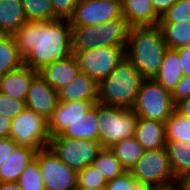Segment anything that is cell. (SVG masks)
Returning a JSON list of instances; mask_svg holds the SVG:
<instances>
[{
    "instance_id": "ac0fdd59",
    "label": "cell",
    "mask_w": 190,
    "mask_h": 190,
    "mask_svg": "<svg viewBox=\"0 0 190 190\" xmlns=\"http://www.w3.org/2000/svg\"><path fill=\"white\" fill-rule=\"evenodd\" d=\"M134 137L145 150L163 149L166 145L165 123L138 117Z\"/></svg>"
},
{
    "instance_id": "ffe728a7",
    "label": "cell",
    "mask_w": 190,
    "mask_h": 190,
    "mask_svg": "<svg viewBox=\"0 0 190 190\" xmlns=\"http://www.w3.org/2000/svg\"><path fill=\"white\" fill-rule=\"evenodd\" d=\"M36 152V149L17 145L0 166V182H17L23 170L35 159Z\"/></svg>"
},
{
    "instance_id": "e0dca14e",
    "label": "cell",
    "mask_w": 190,
    "mask_h": 190,
    "mask_svg": "<svg viewBox=\"0 0 190 190\" xmlns=\"http://www.w3.org/2000/svg\"><path fill=\"white\" fill-rule=\"evenodd\" d=\"M122 12L131 28L156 26L160 21L151 0H123Z\"/></svg>"
},
{
    "instance_id": "603a6c76",
    "label": "cell",
    "mask_w": 190,
    "mask_h": 190,
    "mask_svg": "<svg viewBox=\"0 0 190 190\" xmlns=\"http://www.w3.org/2000/svg\"><path fill=\"white\" fill-rule=\"evenodd\" d=\"M104 47L103 23L97 26H72V52Z\"/></svg>"
},
{
    "instance_id": "d6986e66",
    "label": "cell",
    "mask_w": 190,
    "mask_h": 190,
    "mask_svg": "<svg viewBox=\"0 0 190 190\" xmlns=\"http://www.w3.org/2000/svg\"><path fill=\"white\" fill-rule=\"evenodd\" d=\"M60 135L71 139L98 141L99 122L96 116V103L86 113L75 118Z\"/></svg>"
},
{
    "instance_id": "83f0119b",
    "label": "cell",
    "mask_w": 190,
    "mask_h": 190,
    "mask_svg": "<svg viewBox=\"0 0 190 190\" xmlns=\"http://www.w3.org/2000/svg\"><path fill=\"white\" fill-rule=\"evenodd\" d=\"M130 28L123 16L103 23L104 46L126 47Z\"/></svg>"
},
{
    "instance_id": "8d00e7d4",
    "label": "cell",
    "mask_w": 190,
    "mask_h": 190,
    "mask_svg": "<svg viewBox=\"0 0 190 190\" xmlns=\"http://www.w3.org/2000/svg\"><path fill=\"white\" fill-rule=\"evenodd\" d=\"M54 13V20H69L74 13L79 0H50Z\"/></svg>"
},
{
    "instance_id": "b9f144b4",
    "label": "cell",
    "mask_w": 190,
    "mask_h": 190,
    "mask_svg": "<svg viewBox=\"0 0 190 190\" xmlns=\"http://www.w3.org/2000/svg\"><path fill=\"white\" fill-rule=\"evenodd\" d=\"M12 119L0 114V139L9 138L11 134Z\"/></svg>"
},
{
    "instance_id": "277c9868",
    "label": "cell",
    "mask_w": 190,
    "mask_h": 190,
    "mask_svg": "<svg viewBox=\"0 0 190 190\" xmlns=\"http://www.w3.org/2000/svg\"><path fill=\"white\" fill-rule=\"evenodd\" d=\"M96 116L99 122L98 142L102 148H110L135 136L138 116L132 109L96 103Z\"/></svg>"
},
{
    "instance_id": "c3c4849f",
    "label": "cell",
    "mask_w": 190,
    "mask_h": 190,
    "mask_svg": "<svg viewBox=\"0 0 190 190\" xmlns=\"http://www.w3.org/2000/svg\"><path fill=\"white\" fill-rule=\"evenodd\" d=\"M111 1H116V2H119V3L123 2V0H111Z\"/></svg>"
},
{
    "instance_id": "7a4b0ae2",
    "label": "cell",
    "mask_w": 190,
    "mask_h": 190,
    "mask_svg": "<svg viewBox=\"0 0 190 190\" xmlns=\"http://www.w3.org/2000/svg\"><path fill=\"white\" fill-rule=\"evenodd\" d=\"M168 47L158 25L132 27L129 30L125 57L145 79L158 73Z\"/></svg>"
},
{
    "instance_id": "9c48e42d",
    "label": "cell",
    "mask_w": 190,
    "mask_h": 190,
    "mask_svg": "<svg viewBox=\"0 0 190 190\" xmlns=\"http://www.w3.org/2000/svg\"><path fill=\"white\" fill-rule=\"evenodd\" d=\"M126 47L104 46L97 49L73 52L82 73L98 84L108 77L125 58Z\"/></svg>"
},
{
    "instance_id": "3957f363",
    "label": "cell",
    "mask_w": 190,
    "mask_h": 190,
    "mask_svg": "<svg viewBox=\"0 0 190 190\" xmlns=\"http://www.w3.org/2000/svg\"><path fill=\"white\" fill-rule=\"evenodd\" d=\"M144 79L125 57L114 71L98 84V103L132 109Z\"/></svg>"
},
{
    "instance_id": "bcb514c9",
    "label": "cell",
    "mask_w": 190,
    "mask_h": 190,
    "mask_svg": "<svg viewBox=\"0 0 190 190\" xmlns=\"http://www.w3.org/2000/svg\"><path fill=\"white\" fill-rule=\"evenodd\" d=\"M181 183L184 185V187L187 189V190H190V174H188V176H186L182 181Z\"/></svg>"
},
{
    "instance_id": "30bf717a",
    "label": "cell",
    "mask_w": 190,
    "mask_h": 190,
    "mask_svg": "<svg viewBox=\"0 0 190 190\" xmlns=\"http://www.w3.org/2000/svg\"><path fill=\"white\" fill-rule=\"evenodd\" d=\"M35 159L45 190H74L77 172L63 163L49 147L38 150Z\"/></svg>"
},
{
    "instance_id": "1f68e13d",
    "label": "cell",
    "mask_w": 190,
    "mask_h": 190,
    "mask_svg": "<svg viewBox=\"0 0 190 190\" xmlns=\"http://www.w3.org/2000/svg\"><path fill=\"white\" fill-rule=\"evenodd\" d=\"M17 183L22 190H45L36 159L31 161L23 170Z\"/></svg>"
},
{
    "instance_id": "52a82bcc",
    "label": "cell",
    "mask_w": 190,
    "mask_h": 190,
    "mask_svg": "<svg viewBox=\"0 0 190 190\" xmlns=\"http://www.w3.org/2000/svg\"><path fill=\"white\" fill-rule=\"evenodd\" d=\"M18 146L41 150L49 146L51 139L48 130V120L38 113L24 108L12 119L10 137Z\"/></svg>"
},
{
    "instance_id": "d4e9b609",
    "label": "cell",
    "mask_w": 190,
    "mask_h": 190,
    "mask_svg": "<svg viewBox=\"0 0 190 190\" xmlns=\"http://www.w3.org/2000/svg\"><path fill=\"white\" fill-rule=\"evenodd\" d=\"M24 65L13 34H0V77Z\"/></svg>"
},
{
    "instance_id": "8fae6325",
    "label": "cell",
    "mask_w": 190,
    "mask_h": 190,
    "mask_svg": "<svg viewBox=\"0 0 190 190\" xmlns=\"http://www.w3.org/2000/svg\"><path fill=\"white\" fill-rule=\"evenodd\" d=\"M122 16V3L111 0H79L69 22L71 26H97Z\"/></svg>"
},
{
    "instance_id": "836d02e7",
    "label": "cell",
    "mask_w": 190,
    "mask_h": 190,
    "mask_svg": "<svg viewBox=\"0 0 190 190\" xmlns=\"http://www.w3.org/2000/svg\"><path fill=\"white\" fill-rule=\"evenodd\" d=\"M179 22H190V0H178L159 21V23Z\"/></svg>"
},
{
    "instance_id": "7dc6e473",
    "label": "cell",
    "mask_w": 190,
    "mask_h": 190,
    "mask_svg": "<svg viewBox=\"0 0 190 190\" xmlns=\"http://www.w3.org/2000/svg\"><path fill=\"white\" fill-rule=\"evenodd\" d=\"M74 190H104V189H96V188H87L84 186H79L78 184L76 185V187L74 188Z\"/></svg>"
},
{
    "instance_id": "6da1fadb",
    "label": "cell",
    "mask_w": 190,
    "mask_h": 190,
    "mask_svg": "<svg viewBox=\"0 0 190 190\" xmlns=\"http://www.w3.org/2000/svg\"><path fill=\"white\" fill-rule=\"evenodd\" d=\"M13 36L24 65L36 71L73 54L69 20L27 21Z\"/></svg>"
},
{
    "instance_id": "9a60e30c",
    "label": "cell",
    "mask_w": 190,
    "mask_h": 190,
    "mask_svg": "<svg viewBox=\"0 0 190 190\" xmlns=\"http://www.w3.org/2000/svg\"><path fill=\"white\" fill-rule=\"evenodd\" d=\"M39 72L25 65L0 77V92L25 102L32 79Z\"/></svg>"
},
{
    "instance_id": "f35d334b",
    "label": "cell",
    "mask_w": 190,
    "mask_h": 190,
    "mask_svg": "<svg viewBox=\"0 0 190 190\" xmlns=\"http://www.w3.org/2000/svg\"><path fill=\"white\" fill-rule=\"evenodd\" d=\"M17 143L11 138L0 139V166L7 161Z\"/></svg>"
},
{
    "instance_id": "5bb4252c",
    "label": "cell",
    "mask_w": 190,
    "mask_h": 190,
    "mask_svg": "<svg viewBox=\"0 0 190 190\" xmlns=\"http://www.w3.org/2000/svg\"><path fill=\"white\" fill-rule=\"evenodd\" d=\"M95 103L98 102H61L59 101L52 116L48 119V130L51 137L60 135L75 118L83 113Z\"/></svg>"
},
{
    "instance_id": "2e32d148",
    "label": "cell",
    "mask_w": 190,
    "mask_h": 190,
    "mask_svg": "<svg viewBox=\"0 0 190 190\" xmlns=\"http://www.w3.org/2000/svg\"><path fill=\"white\" fill-rule=\"evenodd\" d=\"M61 102H98V83L85 73L80 72L75 79L58 91Z\"/></svg>"
},
{
    "instance_id": "f1b7e54d",
    "label": "cell",
    "mask_w": 190,
    "mask_h": 190,
    "mask_svg": "<svg viewBox=\"0 0 190 190\" xmlns=\"http://www.w3.org/2000/svg\"><path fill=\"white\" fill-rule=\"evenodd\" d=\"M91 165L98 170L107 181L116 178L126 171L110 148H102Z\"/></svg>"
},
{
    "instance_id": "60d3db41",
    "label": "cell",
    "mask_w": 190,
    "mask_h": 190,
    "mask_svg": "<svg viewBox=\"0 0 190 190\" xmlns=\"http://www.w3.org/2000/svg\"><path fill=\"white\" fill-rule=\"evenodd\" d=\"M156 15L161 19L162 16L178 1V0H151Z\"/></svg>"
},
{
    "instance_id": "7402d4cb",
    "label": "cell",
    "mask_w": 190,
    "mask_h": 190,
    "mask_svg": "<svg viewBox=\"0 0 190 190\" xmlns=\"http://www.w3.org/2000/svg\"><path fill=\"white\" fill-rule=\"evenodd\" d=\"M165 149L172 173L181 182L190 174V142L166 141Z\"/></svg>"
},
{
    "instance_id": "4fadbf2b",
    "label": "cell",
    "mask_w": 190,
    "mask_h": 190,
    "mask_svg": "<svg viewBox=\"0 0 190 190\" xmlns=\"http://www.w3.org/2000/svg\"><path fill=\"white\" fill-rule=\"evenodd\" d=\"M39 74L56 91L72 82L81 72L76 57L72 54L67 58L45 65Z\"/></svg>"
},
{
    "instance_id": "ba28073f",
    "label": "cell",
    "mask_w": 190,
    "mask_h": 190,
    "mask_svg": "<svg viewBox=\"0 0 190 190\" xmlns=\"http://www.w3.org/2000/svg\"><path fill=\"white\" fill-rule=\"evenodd\" d=\"M48 147L63 163L76 172L91 165L102 150L98 141L71 139L61 135L51 137Z\"/></svg>"
},
{
    "instance_id": "7c38bea8",
    "label": "cell",
    "mask_w": 190,
    "mask_h": 190,
    "mask_svg": "<svg viewBox=\"0 0 190 190\" xmlns=\"http://www.w3.org/2000/svg\"><path fill=\"white\" fill-rule=\"evenodd\" d=\"M58 91L38 73L30 84L25 107L48 120L58 104Z\"/></svg>"
},
{
    "instance_id": "d6a6232c",
    "label": "cell",
    "mask_w": 190,
    "mask_h": 190,
    "mask_svg": "<svg viewBox=\"0 0 190 190\" xmlns=\"http://www.w3.org/2000/svg\"><path fill=\"white\" fill-rule=\"evenodd\" d=\"M77 184L89 189H105L107 180L92 165H87L77 172Z\"/></svg>"
},
{
    "instance_id": "44dd1931",
    "label": "cell",
    "mask_w": 190,
    "mask_h": 190,
    "mask_svg": "<svg viewBox=\"0 0 190 190\" xmlns=\"http://www.w3.org/2000/svg\"><path fill=\"white\" fill-rule=\"evenodd\" d=\"M183 75L179 53L175 49H167L160 69L153 79L172 93Z\"/></svg>"
},
{
    "instance_id": "ee69618b",
    "label": "cell",
    "mask_w": 190,
    "mask_h": 190,
    "mask_svg": "<svg viewBox=\"0 0 190 190\" xmlns=\"http://www.w3.org/2000/svg\"><path fill=\"white\" fill-rule=\"evenodd\" d=\"M0 190H22L17 182H0Z\"/></svg>"
},
{
    "instance_id": "4dcf8cb0",
    "label": "cell",
    "mask_w": 190,
    "mask_h": 190,
    "mask_svg": "<svg viewBox=\"0 0 190 190\" xmlns=\"http://www.w3.org/2000/svg\"><path fill=\"white\" fill-rule=\"evenodd\" d=\"M28 21L47 22L54 20L50 0H21Z\"/></svg>"
},
{
    "instance_id": "8992f818",
    "label": "cell",
    "mask_w": 190,
    "mask_h": 190,
    "mask_svg": "<svg viewBox=\"0 0 190 190\" xmlns=\"http://www.w3.org/2000/svg\"><path fill=\"white\" fill-rule=\"evenodd\" d=\"M132 110L138 117L166 123L176 111V105L171 93L159 83L154 79H144Z\"/></svg>"
},
{
    "instance_id": "74e56055",
    "label": "cell",
    "mask_w": 190,
    "mask_h": 190,
    "mask_svg": "<svg viewBox=\"0 0 190 190\" xmlns=\"http://www.w3.org/2000/svg\"><path fill=\"white\" fill-rule=\"evenodd\" d=\"M171 97L175 105L182 100L190 97V76L183 75L181 80L176 85L175 89L171 93Z\"/></svg>"
},
{
    "instance_id": "cb8c5ba5",
    "label": "cell",
    "mask_w": 190,
    "mask_h": 190,
    "mask_svg": "<svg viewBox=\"0 0 190 190\" xmlns=\"http://www.w3.org/2000/svg\"><path fill=\"white\" fill-rule=\"evenodd\" d=\"M27 21L21 0H0V34H14Z\"/></svg>"
},
{
    "instance_id": "f6af8a7d",
    "label": "cell",
    "mask_w": 190,
    "mask_h": 190,
    "mask_svg": "<svg viewBox=\"0 0 190 190\" xmlns=\"http://www.w3.org/2000/svg\"><path fill=\"white\" fill-rule=\"evenodd\" d=\"M153 190H187L181 182L175 183L168 187L157 188Z\"/></svg>"
},
{
    "instance_id": "484cf974",
    "label": "cell",
    "mask_w": 190,
    "mask_h": 190,
    "mask_svg": "<svg viewBox=\"0 0 190 190\" xmlns=\"http://www.w3.org/2000/svg\"><path fill=\"white\" fill-rule=\"evenodd\" d=\"M110 149L126 171H130L135 163L146 152V150L137 142L135 137L123 139L110 147Z\"/></svg>"
},
{
    "instance_id": "ab89813d",
    "label": "cell",
    "mask_w": 190,
    "mask_h": 190,
    "mask_svg": "<svg viewBox=\"0 0 190 190\" xmlns=\"http://www.w3.org/2000/svg\"><path fill=\"white\" fill-rule=\"evenodd\" d=\"M175 50L179 53L183 74L190 76V43H188L185 47Z\"/></svg>"
},
{
    "instance_id": "e575fe53",
    "label": "cell",
    "mask_w": 190,
    "mask_h": 190,
    "mask_svg": "<svg viewBox=\"0 0 190 190\" xmlns=\"http://www.w3.org/2000/svg\"><path fill=\"white\" fill-rule=\"evenodd\" d=\"M104 190H146L134 179L130 171H125L116 178L107 181Z\"/></svg>"
},
{
    "instance_id": "d590c367",
    "label": "cell",
    "mask_w": 190,
    "mask_h": 190,
    "mask_svg": "<svg viewBox=\"0 0 190 190\" xmlns=\"http://www.w3.org/2000/svg\"><path fill=\"white\" fill-rule=\"evenodd\" d=\"M25 108V102L16 100L0 92V114L14 119Z\"/></svg>"
},
{
    "instance_id": "4316f807",
    "label": "cell",
    "mask_w": 190,
    "mask_h": 190,
    "mask_svg": "<svg viewBox=\"0 0 190 190\" xmlns=\"http://www.w3.org/2000/svg\"><path fill=\"white\" fill-rule=\"evenodd\" d=\"M168 49H178L190 43V22L159 23Z\"/></svg>"
},
{
    "instance_id": "5b68a950",
    "label": "cell",
    "mask_w": 190,
    "mask_h": 190,
    "mask_svg": "<svg viewBox=\"0 0 190 190\" xmlns=\"http://www.w3.org/2000/svg\"><path fill=\"white\" fill-rule=\"evenodd\" d=\"M134 179L146 190L168 187L178 183L172 173L165 148L146 150L130 169Z\"/></svg>"
},
{
    "instance_id": "f546056e",
    "label": "cell",
    "mask_w": 190,
    "mask_h": 190,
    "mask_svg": "<svg viewBox=\"0 0 190 190\" xmlns=\"http://www.w3.org/2000/svg\"><path fill=\"white\" fill-rule=\"evenodd\" d=\"M166 141L190 142V119L175 111L165 123Z\"/></svg>"
},
{
    "instance_id": "7bdbcfd3",
    "label": "cell",
    "mask_w": 190,
    "mask_h": 190,
    "mask_svg": "<svg viewBox=\"0 0 190 190\" xmlns=\"http://www.w3.org/2000/svg\"><path fill=\"white\" fill-rule=\"evenodd\" d=\"M176 111L185 118L190 119V97L182 100L176 105Z\"/></svg>"
}]
</instances>
